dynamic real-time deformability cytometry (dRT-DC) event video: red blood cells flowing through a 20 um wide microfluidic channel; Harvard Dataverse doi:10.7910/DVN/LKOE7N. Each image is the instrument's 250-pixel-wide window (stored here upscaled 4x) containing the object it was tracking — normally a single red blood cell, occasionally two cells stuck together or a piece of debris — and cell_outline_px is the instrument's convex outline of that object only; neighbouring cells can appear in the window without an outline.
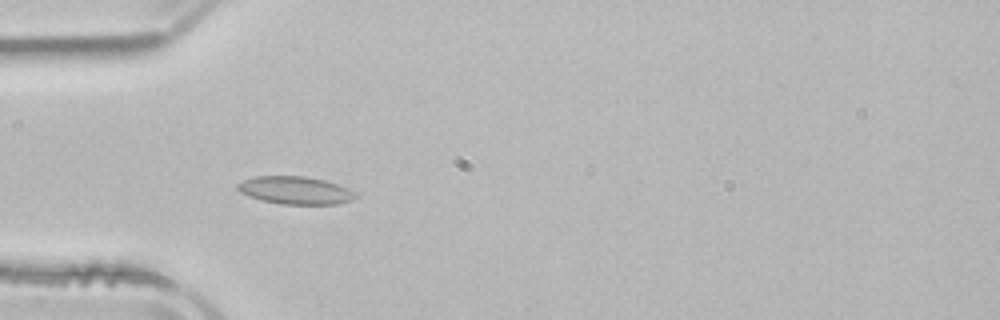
{"species": "common noctule bat (a hibernating species)", "species_latin": "Nyctalus noctula", "temperature_condition": "room temperature", "stored_images_in_passage": 4, "camera_frame_rate_fps": 3000, "um_per_image_px": 0.085, "animal": {"sex": "male", "body_mass_g": 21.5, "forearm_length_mm": 52.0}, "frame": {"image": 1, "passage_image": 3, "time_ms": 3.0, "image_size_px": [1000, 320], "cell_outline_px": [[356, 196], [352, 200], [336, 204], [280, 204], [264, 200], [240, 192], [236, 188], [236, 184], [244, 180], [256, 176], [304, 176], [324, 180], [348, 188], [356, 192]], "centroid_in_image_um": [25.11, 16.17], "position_along_channel_um": 59.9, "area_um2": 18.84}}
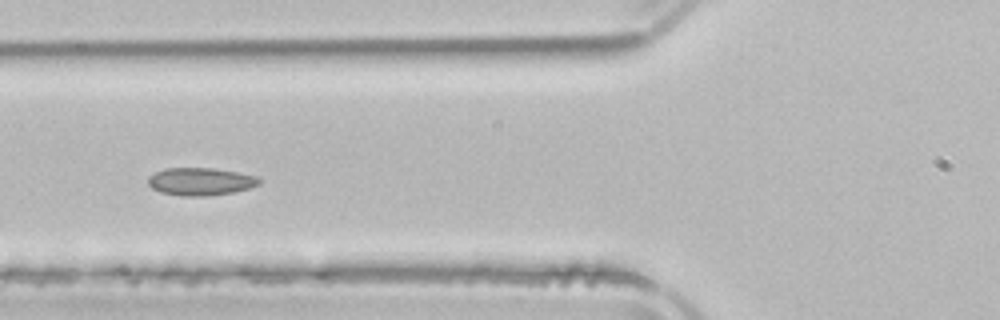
{"frame": {"image": 2, "passage_image": 4, "time_ms": 4.333, "image_size_px": [1000, 320], "cell_outline_px": [[260, 184], [248, 188], [232, 192], [204, 196], [180, 196], [160, 192], [152, 188], [148, 184], [148, 176], [164, 168], [212, 168], [236, 172], [256, 176], [260, 180]], "centroid_in_image_um": [17.0, 15.43], "position_along_channel_um": 108.8, "area_um2": 17.8}}